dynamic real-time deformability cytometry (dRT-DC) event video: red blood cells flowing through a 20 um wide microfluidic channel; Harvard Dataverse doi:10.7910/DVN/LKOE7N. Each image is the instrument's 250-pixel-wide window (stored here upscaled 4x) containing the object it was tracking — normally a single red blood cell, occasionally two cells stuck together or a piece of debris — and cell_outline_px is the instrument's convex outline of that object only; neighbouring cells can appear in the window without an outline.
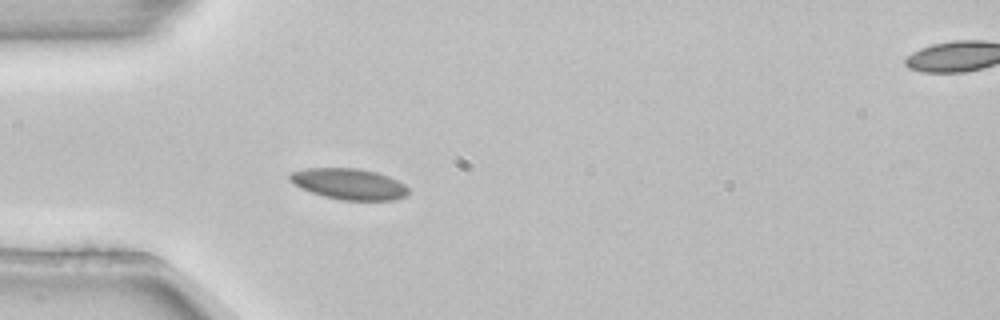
{"species": "common noctule bat (a hibernating species)", "species_latin": "Nyctalus noctula", "temperature_condition": "room temperature", "stored_images_in_passage": 5, "segment_of_instrument_passage": [1, 2], "camera_frame_rate_fps": 3000, "um_per_image_px": 0.085, "animal": {"sex": "female", "body_mass_g": 22.7, "forearm_length_mm": 54.2}, "frame": {"image": 1, "passage_image": 4, "time_ms": 1.0, "image_size_px": [1000, 320], "cell_outline_px": [[408, 196], [396, 200], [340, 200], [324, 196], [300, 188], [288, 176], [292, 172], [308, 168], [360, 168], [376, 172], [388, 176], [404, 184], [408, 188]], "centroid_in_image_um": [29.71, 15.64], "position_along_channel_um": 55.3, "area_um2": 21.33}}